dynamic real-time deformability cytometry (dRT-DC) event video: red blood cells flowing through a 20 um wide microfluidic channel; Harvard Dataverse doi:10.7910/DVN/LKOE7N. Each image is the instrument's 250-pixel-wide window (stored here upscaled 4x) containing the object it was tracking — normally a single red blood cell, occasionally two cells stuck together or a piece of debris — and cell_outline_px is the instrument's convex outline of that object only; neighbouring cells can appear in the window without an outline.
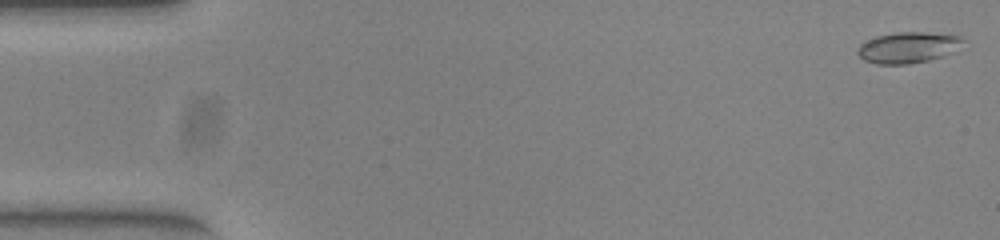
{"species": "common noctule bat (a hibernating species)", "species_latin": "Nyctalus noctula", "temperature_condition": "warm", "stored_images_in_passage": 51, "camera_frame_rate_fps": 3000, "um_per_image_px": 0.085, "animal": {"sex": "female", "body_mass_g": 23.0, "forearm_length_mm": 53.4}, "frame": {"image": 1, "passage_image": 1, "time_ms": 0.0, "image_size_px": [1000, 240], "cell_outline_px": [[968, 40], [956, 52], [928, 60], [908, 64], [876, 64], [864, 60], [856, 52], [856, 48], [860, 44], [876, 36], [900, 32], [924, 32], [960, 36]], "centroid_in_image_um": [77.23, 4.04], "position_along_channel_um": 7.8, "area_um2": 19.25}}
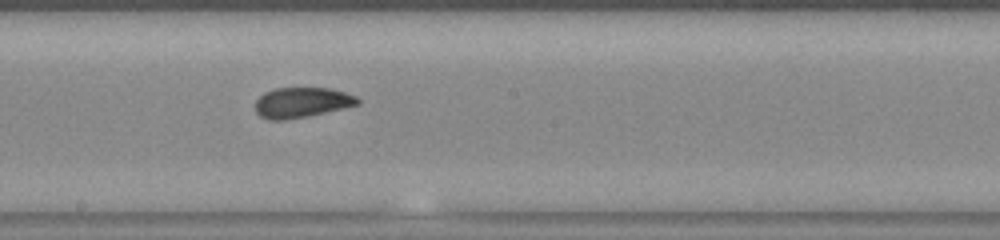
{"frame": {"image": 2, "passage_image": 28, "time_ms": 9.0, "image_size_px": [1000, 240], "cell_outline_px": [[360, 104], [344, 108], [308, 116], [284, 120], [268, 120], [260, 116], [256, 112], [256, 100], [264, 92], [276, 88], [332, 88], [356, 96], [360, 100]], "centroid_in_image_um": [25.66, 8.71], "position_along_channel_um": 222.5, "area_um2": 18.09}}
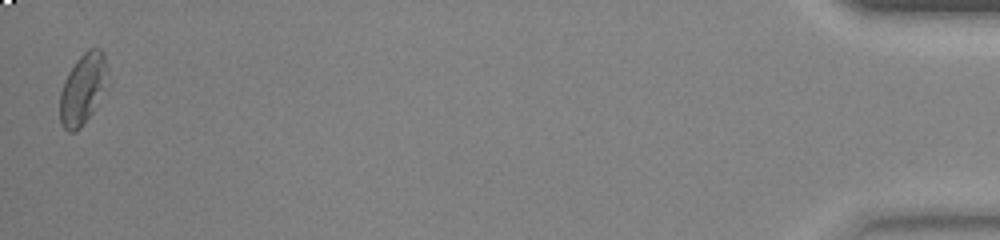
{"frame": {"image": 3, "passage_image": 51, "time_ms": 16.667, "image_size_px": [1000, 240], "cell_outline_px": [[104, 68], [100, 88], [92, 112], [80, 128], [76, 132], [68, 132], [60, 124], [60, 92], [64, 80], [68, 72], [76, 60], [88, 48], [100, 48], [104, 52]], "centroid_in_image_um": [6.91, 7.59], "position_along_channel_um": 428.3, "area_um2": 18.44}, "authors_computed_cell_mechanics": {"area_um2": 18.2648, "velocity_mm_per_s": 3.9569, "shape_relaxation_time_tau1_ms": 5.6852, "shape_relaxation_time_tau2_ms": 1.1437, "deformation_change_tau1": 0.1741, "deformation_change_tau2": 0.062}}